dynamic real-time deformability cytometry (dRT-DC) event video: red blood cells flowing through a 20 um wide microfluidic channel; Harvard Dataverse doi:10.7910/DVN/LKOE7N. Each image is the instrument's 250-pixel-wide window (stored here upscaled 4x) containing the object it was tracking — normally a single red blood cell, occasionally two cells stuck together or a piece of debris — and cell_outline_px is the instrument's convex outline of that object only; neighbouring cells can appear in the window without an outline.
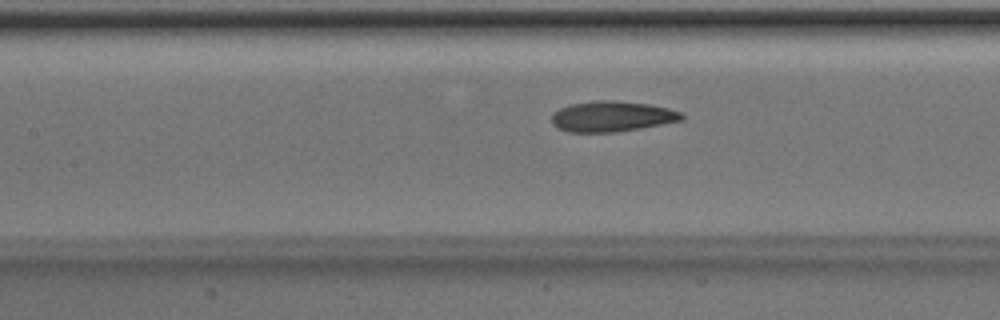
{"species": "Egyptian fruit bat (a non-hibernating species)", "species_latin": "Rousettus aegyptiacus", "temperature_condition": "room temperature", "stored_images_in_passage": 41, "camera_frame_rate_fps": 3000, "um_per_image_px": 0.085, "animal": {"sex": "male"}, "frame": {"image": 1, "passage_image": 13, "time_ms": 4.0, "image_size_px": [1000, 320], "cell_outline_px": [[684, 120], [640, 128], [616, 132], [568, 132], [556, 128], [552, 124], [552, 112], [560, 108], [572, 104], [592, 100], [616, 100], [648, 104], [668, 108], [680, 112], [684, 116]], "centroid_in_image_um": [51.98, 9.89], "position_along_channel_um": 155.4, "area_um2": 23.29}}
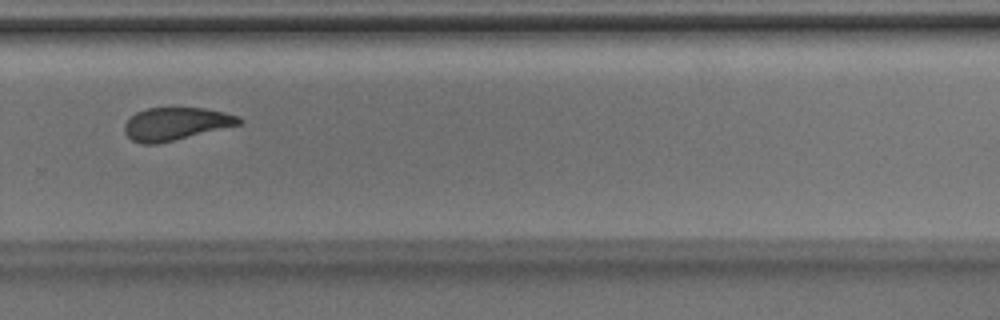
{"frame": {"image": 2, "passage_image": 25, "time_ms": 8.0, "image_size_px": [1000, 320], "cell_outline_px": [[244, 120], [240, 124], [156, 144], [140, 144], [132, 140], [124, 132], [124, 124], [136, 112], [148, 108], [204, 108], [224, 112], [240, 116]], "centroid_in_image_um": [14.93, 10.52], "position_along_channel_um": 314.9, "area_um2": 21.62}}
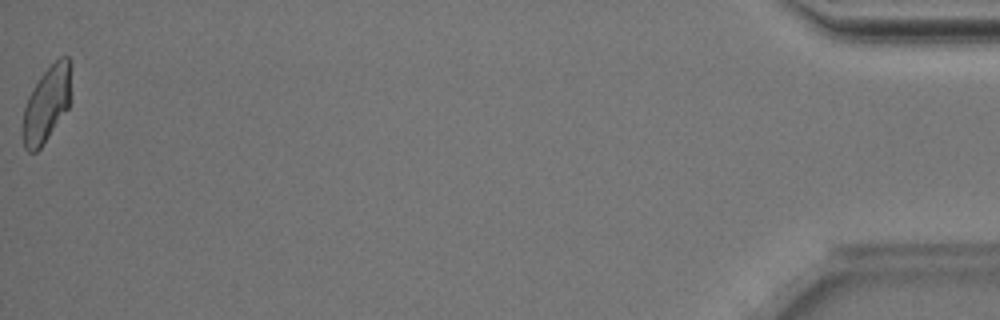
{"frame": {"image": 3, "passage_image": 41, "time_ms": 13.333, "image_size_px": [1000, 320], "cell_outline_px": [[68, 108], [40, 148], [36, 152], [28, 152], [24, 148], [20, 132], [20, 128], [24, 108], [28, 96], [40, 76], [60, 56], [68, 56]], "centroid_in_image_um": [3.86, 8.95], "position_along_channel_um": 431.3, "area_um2": 20.81}, "authors_computed_cell_mechanics": {"area_um2": 22.6576, "velocity_mm_per_s": 4.0075, "shape_relaxation_time_tau1_ms": 5.8536, "shape_relaxation_time_tau2_ms": 2.0897, "deformation_change_tau1": 0.1606, "deformation_change_tau2": 0.0949}}